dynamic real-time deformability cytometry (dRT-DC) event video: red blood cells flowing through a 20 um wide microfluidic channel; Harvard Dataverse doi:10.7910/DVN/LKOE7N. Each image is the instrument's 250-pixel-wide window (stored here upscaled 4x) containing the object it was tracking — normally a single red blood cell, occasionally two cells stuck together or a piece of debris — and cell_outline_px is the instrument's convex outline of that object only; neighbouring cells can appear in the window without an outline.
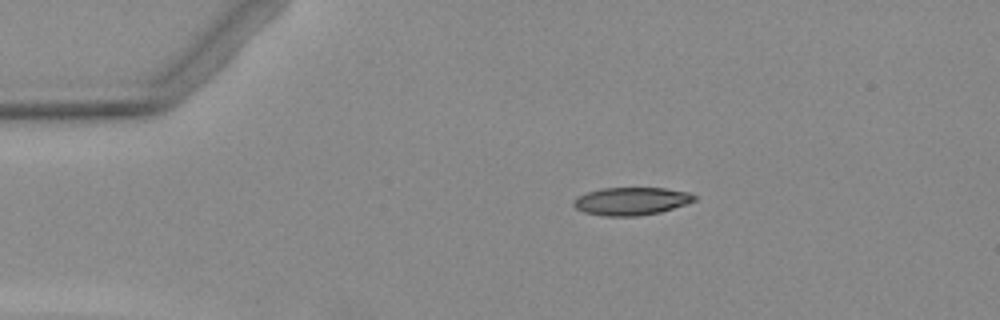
{"species": "Egyptian fruit bat (a non-hibernating species)", "species_latin": "Rousettus aegyptiacus", "temperature_condition": "warm", "stored_images_in_passage": 3, "camera_frame_rate_fps": 3000, "um_per_image_px": 0.085, "animal": {"sex": "female"}, "frame": {"image": 1, "passage_image": 1, "time_ms": 0.0, "image_size_px": [1000, 320], "cell_outline_px": [[696, 200], [660, 212], [636, 216], [604, 216], [584, 212], [576, 208], [572, 204], [580, 196], [588, 192], [600, 188], [664, 188], [688, 192], [696, 196]], "centroid_in_image_um": [53.66, 17.1], "position_along_channel_um": 31.3, "area_um2": 19.31}}
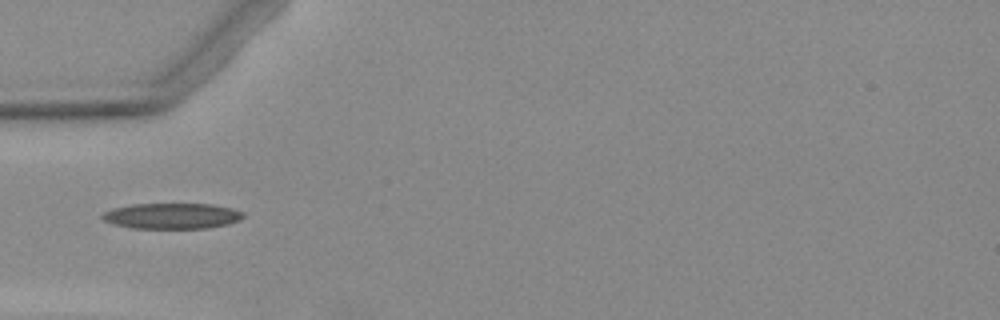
{"frame": {"image": 2, "passage_image": 3, "time_ms": 2.333, "image_size_px": [1000, 320], "cell_outline_px": [[244, 216], [240, 220], [228, 224], [208, 228], [132, 228], [112, 224], [104, 220], [100, 216], [104, 212], [112, 208], [132, 204], [212, 204], [232, 208], [244, 212]], "centroid_in_image_um": [14.62, 18.35], "position_along_channel_um": 70.4, "area_um2": 21.21}}